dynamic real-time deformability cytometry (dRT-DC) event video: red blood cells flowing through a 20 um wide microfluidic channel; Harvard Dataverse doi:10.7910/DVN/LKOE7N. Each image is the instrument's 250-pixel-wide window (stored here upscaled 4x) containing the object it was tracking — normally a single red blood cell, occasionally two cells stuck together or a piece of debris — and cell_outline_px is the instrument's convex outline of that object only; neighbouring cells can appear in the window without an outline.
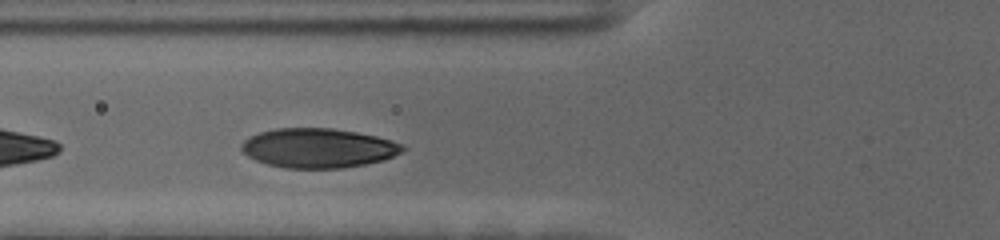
{"species": "human", "species_latin": "Homo sapiens", "temperature_condition": "cold", "stored_images_in_passage": 31, "camera_frame_rate_fps": 3000, "um_per_image_px": 0.085, "donor": {"sex": "female"}, "frame": {"image": 1, "passage_image": 5, "time_ms": 1.333, "image_size_px": [1000, 240], "cell_outline_px": [[408, 148], [384, 160], [364, 164], [340, 168], [284, 168], [268, 164], [256, 160], [248, 156], [240, 148], [240, 144], [248, 136], [260, 132], [276, 128], [332, 128], [356, 132], [376, 136], [392, 140], [404, 144]], "centroid_in_image_um": [27.04, 12.58], "position_along_channel_um": 98.8, "area_um2": 37.11}}
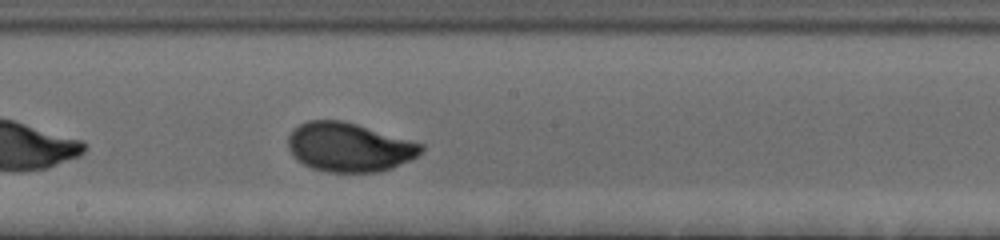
{"frame": {"image": 2, "passage_image": 15, "time_ms": 4.667, "image_size_px": [1000, 240], "cell_outline_px": [[424, 148], [416, 156], [392, 168], [376, 172], [324, 172], [312, 168], [296, 160], [292, 156], [288, 148], [288, 136], [292, 128], [308, 120], [344, 120], [424, 144]], "centroid_in_image_um": [29.62, 12.5], "position_along_channel_um": 218.6, "area_um2": 38.15}}
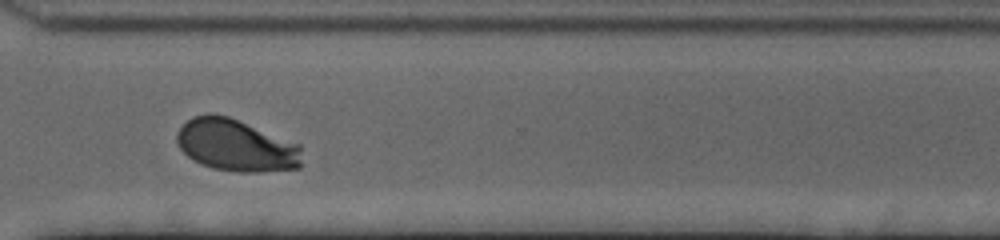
{"frame": {"image": 3, "passage_image": 26, "time_ms": 8.333, "image_size_px": [1000, 240], "cell_outline_px": [[300, 168], [256, 172], [236, 172], [212, 168], [200, 164], [192, 160], [180, 148], [176, 140], [176, 136], [180, 128], [192, 116], [208, 112], [228, 116], [300, 144]], "centroid_in_image_um": [20.03, 12.35], "position_along_channel_um": 350.6, "area_um2": 37.97}, "authors_computed_cell_mechanics": {"area_um2": 37.6278, "velocity_mm_per_s": 3.5907, "shape_relaxation_time_tau1_ms": 2.471, "shape_relaxation_time_tau2_ms": null, "deformation_change_tau1": 0.1392, "deformation_change_tau2": null}}